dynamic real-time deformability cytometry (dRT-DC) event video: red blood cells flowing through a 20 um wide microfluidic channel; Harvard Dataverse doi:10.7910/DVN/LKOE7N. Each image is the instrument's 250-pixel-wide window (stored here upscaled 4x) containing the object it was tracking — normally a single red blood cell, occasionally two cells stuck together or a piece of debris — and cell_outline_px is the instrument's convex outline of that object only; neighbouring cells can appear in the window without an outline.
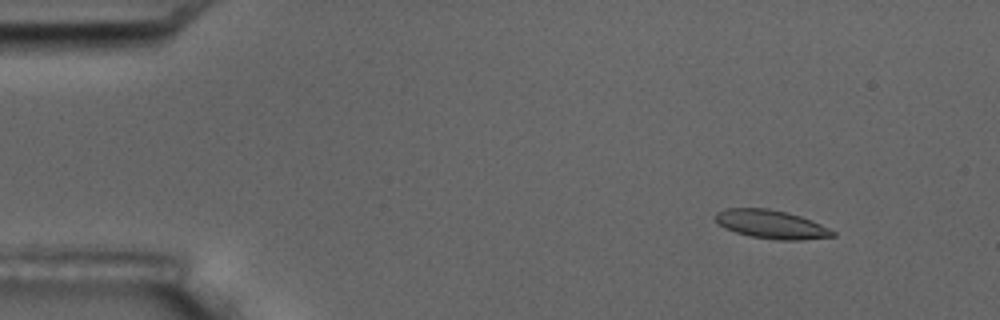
{"species": "common noctule bat (a hibernating species)", "species_latin": "Nyctalus noctula", "temperature_condition": "room temperature", "stored_images_in_passage": 4, "camera_frame_rate_fps": 3000, "um_per_image_px": 0.085, "animal": {"sex": "male", "body_mass_g": 17.5, "forearm_length_mm": 52.3}, "frame": {"image": 1, "passage_image": 1, "time_ms": 0.0, "image_size_px": [1000, 320], "cell_outline_px": [[836, 236], [800, 240], [776, 240], [752, 236], [736, 232], [724, 228], [716, 220], [716, 212], [728, 208], [768, 208], [788, 212], [812, 220], [836, 232]], "centroid_in_image_um": [65.58, 19.06], "position_along_channel_um": 19.4, "area_um2": 19.42}}
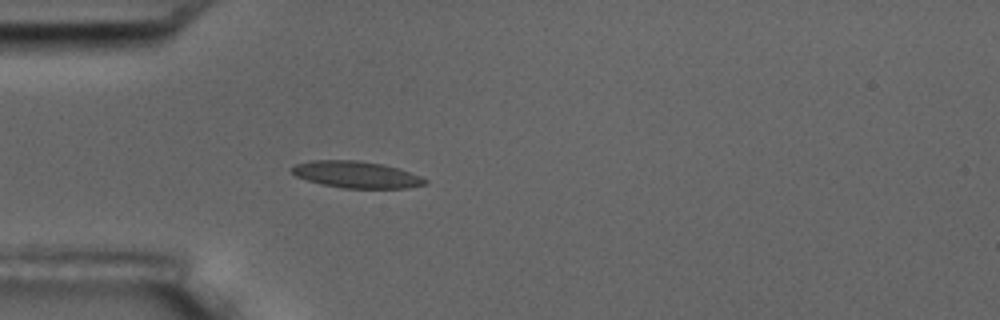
{"frame": {"image": 2, "passage_image": 4, "time_ms": 3.333, "image_size_px": [1000, 320], "cell_outline_px": [[428, 184], [408, 188], [344, 188], [320, 184], [296, 176], [292, 172], [292, 168], [296, 164], [312, 160], [356, 160], [380, 164], [400, 168], [420, 176], [428, 180]], "centroid_in_image_um": [30.33, 14.84], "position_along_channel_um": 54.7, "area_um2": 20.69}}